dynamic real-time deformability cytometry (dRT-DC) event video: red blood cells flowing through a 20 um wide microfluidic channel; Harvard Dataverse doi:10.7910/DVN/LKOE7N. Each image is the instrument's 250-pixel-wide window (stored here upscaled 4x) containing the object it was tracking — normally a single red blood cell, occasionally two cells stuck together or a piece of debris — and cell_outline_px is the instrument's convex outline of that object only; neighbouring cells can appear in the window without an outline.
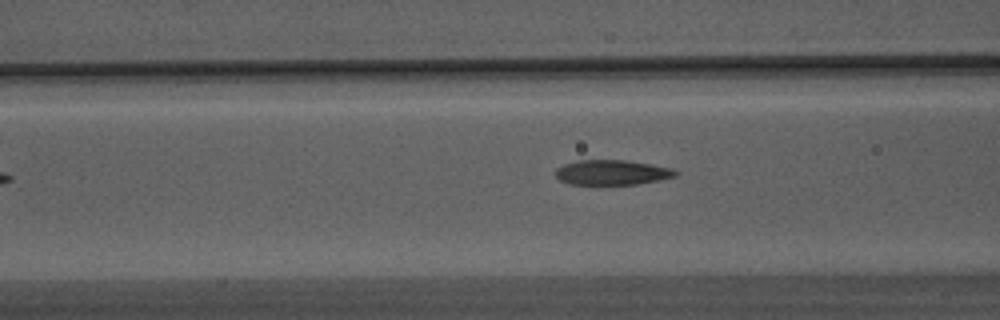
{"species": "Egyptian fruit bat (a non-hibernating species)", "species_latin": "Rousettus aegyptiacus", "temperature_condition": "warm", "stored_images_in_passage": 13, "camera_frame_rate_fps": 3000, "um_per_image_px": 0.085, "animal": {"sex": "male"}, "frame": {"image": 1, "passage_image": 4, "time_ms": 1.0, "image_size_px": [1000, 320], "cell_outline_px": [[680, 172], [676, 176], [660, 180], [636, 184], [568, 184], [560, 180], [556, 176], [556, 168], [564, 164], [580, 160], [624, 160], [652, 164], [672, 168]], "centroid_in_image_um": [52.05, 14.65], "position_along_channel_um": 114.6, "area_um2": 17.46}}
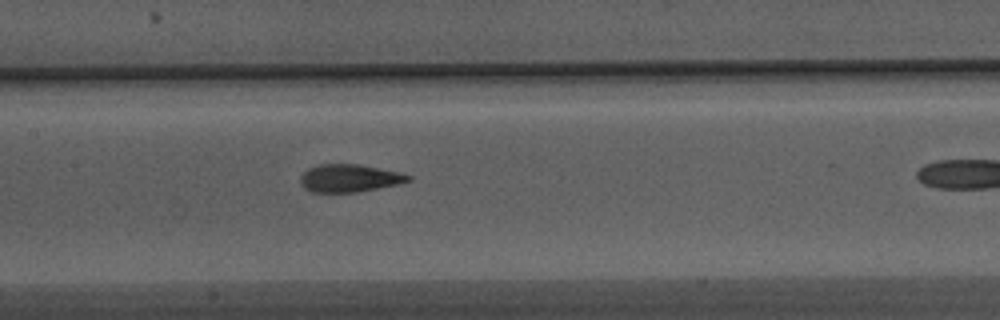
{"frame": {"image": 2, "passage_image": 9, "time_ms": 2.667, "image_size_px": [1000, 320], "cell_outline_px": [[412, 180], [396, 184], [356, 192], [312, 192], [304, 188], [300, 184], [300, 176], [308, 168], [320, 164], [356, 164], [400, 172], [412, 176]], "centroid_in_image_um": [29.67, 15.14], "position_along_channel_um": 177.7, "area_um2": 17.28}}
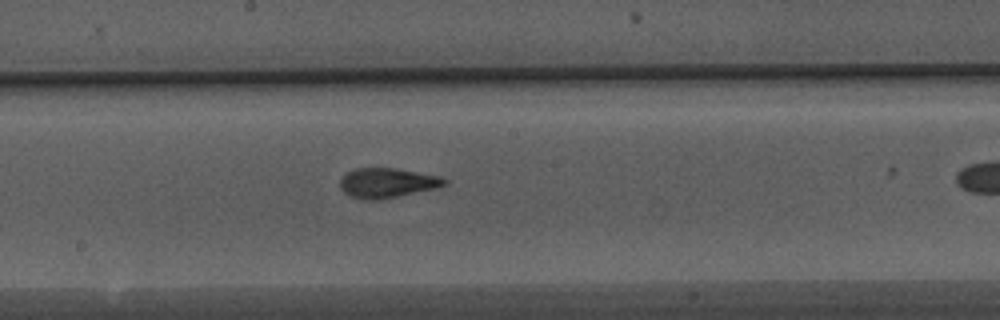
{"frame": {"image": 3, "passage_image": 12, "time_ms": 3.667, "image_size_px": [1000, 320], "cell_outline_px": [[448, 184], [432, 188], [396, 196], [376, 200], [364, 200], [352, 196], [344, 192], [340, 188], [340, 180], [348, 172], [356, 168], [396, 168], [440, 176], [448, 180]], "centroid_in_image_um": [32.89, 15.53], "position_along_channel_um": 215.3, "area_um2": 17.74}}